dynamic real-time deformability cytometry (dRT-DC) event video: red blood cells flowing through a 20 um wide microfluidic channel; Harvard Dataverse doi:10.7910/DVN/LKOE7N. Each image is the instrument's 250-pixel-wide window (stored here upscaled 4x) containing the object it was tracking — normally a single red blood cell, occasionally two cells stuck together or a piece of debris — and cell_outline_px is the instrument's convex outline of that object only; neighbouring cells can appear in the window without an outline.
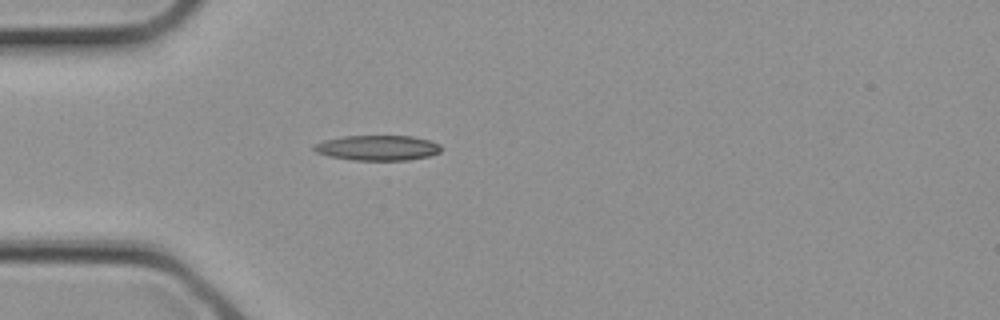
{"species": "common noctule bat (a hibernating species)", "species_latin": "Nyctalus noctula", "temperature_condition": "cold", "stored_images_in_passage": 3, "camera_frame_rate_fps": 3000, "um_per_image_px": 0.085, "animal": {"sex": "female", "body_mass_g": 21.9}, "frame": {"image": 1, "passage_image": 3, "time_ms": 0.667, "image_size_px": [1000, 320], "cell_outline_px": [[440, 152], [428, 156], [408, 160], [352, 160], [328, 156], [316, 152], [312, 148], [312, 144], [324, 140], [344, 136], [412, 136], [428, 140], [440, 144]], "centroid_in_image_um": [32.05, 12.57], "position_along_channel_um": 53.0, "area_um2": 18.67}}